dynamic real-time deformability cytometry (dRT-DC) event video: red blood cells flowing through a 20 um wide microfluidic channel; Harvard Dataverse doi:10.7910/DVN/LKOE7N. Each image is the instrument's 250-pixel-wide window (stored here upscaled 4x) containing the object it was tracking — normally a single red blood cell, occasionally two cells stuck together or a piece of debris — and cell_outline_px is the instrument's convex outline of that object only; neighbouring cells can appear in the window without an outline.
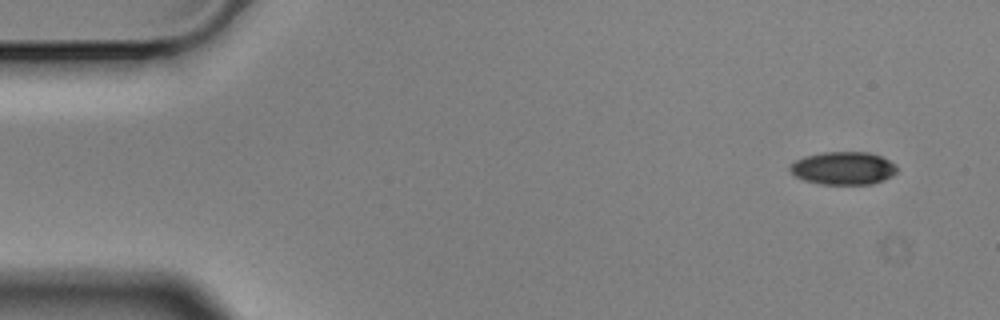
{"species": "Egyptian fruit bat (a non-hibernating species)", "species_latin": "Rousettus aegyptiacus", "temperature_condition": "cold", "stored_images_in_passage": 5, "camera_frame_rate_fps": 3000, "um_per_image_px": 0.085, "animal": {"sex": "male"}, "frame": {"image": 1, "passage_image": 1, "time_ms": 0.0, "image_size_px": [1000, 320], "cell_outline_px": [[896, 172], [892, 176], [884, 180], [872, 184], [820, 184], [804, 180], [796, 176], [788, 168], [796, 160], [804, 156], [824, 152], [868, 152], [880, 156], [896, 164]], "centroid_in_image_um": [71.69, 14.3], "position_along_channel_um": 13.3, "area_um2": 20.46}}
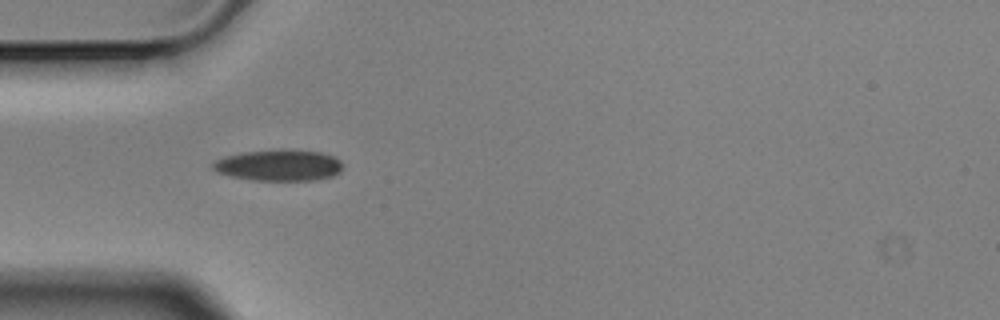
{"frame": {"image": 2, "passage_image": 4, "time_ms": 1.0, "image_size_px": [1000, 320], "cell_outline_px": [[344, 164], [340, 172], [332, 176], [312, 180], [252, 180], [232, 176], [216, 172], [212, 168], [212, 164], [216, 160], [224, 156], [240, 152], [280, 148], [284, 148], [320, 152], [336, 156]], "centroid_in_image_um": [23.71, 14.02], "position_along_channel_um": 61.3, "area_um2": 24.1}}
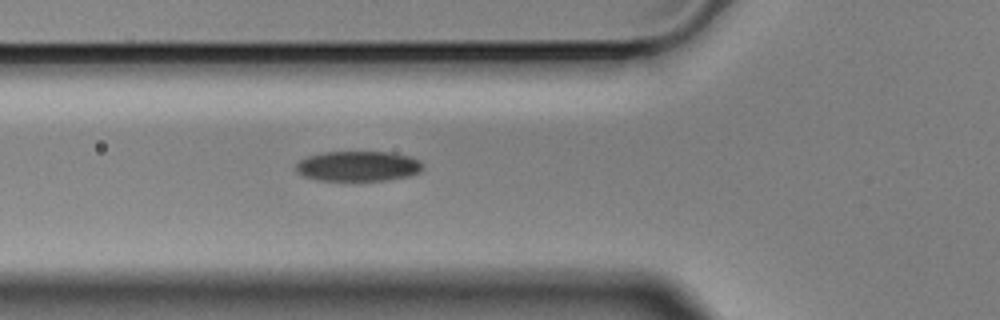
{"frame": {"image": 3, "passage_image": 5, "time_ms": 1.333, "image_size_px": [1000, 320], "cell_outline_px": [[424, 168], [420, 172], [408, 176], [388, 180], [320, 180], [304, 176], [296, 172], [296, 164], [300, 160], [308, 156], [324, 152], [392, 152], [412, 156], [420, 160], [424, 164]], "centroid_in_image_um": [30.49, 14.11], "position_along_channel_um": 95.3, "area_um2": 22.43}}